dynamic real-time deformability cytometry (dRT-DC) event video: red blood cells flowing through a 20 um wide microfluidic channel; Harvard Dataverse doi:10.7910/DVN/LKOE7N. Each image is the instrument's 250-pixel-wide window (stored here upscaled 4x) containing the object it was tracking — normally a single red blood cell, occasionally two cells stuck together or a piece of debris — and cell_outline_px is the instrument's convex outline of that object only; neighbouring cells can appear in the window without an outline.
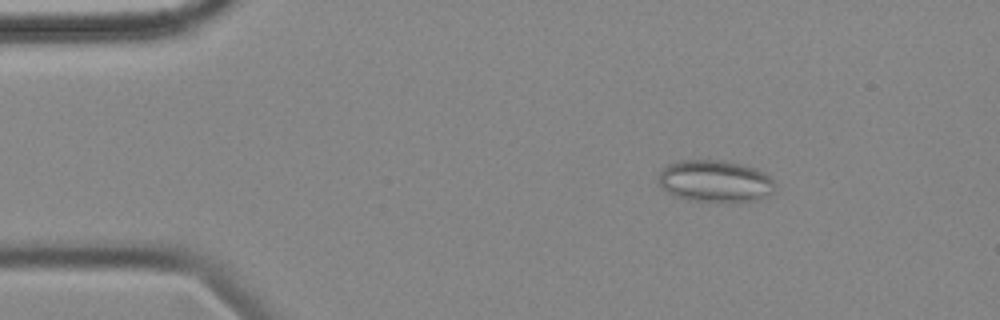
{"species": "common noctule bat (a hibernating species)", "species_latin": "Nyctalus noctula", "temperature_condition": "cold", "stored_images_in_passage": 57, "camera_frame_rate_fps": 3000, "um_per_image_px": 0.085, "animal": {"sex": "female", "body_mass_g": 18.4}, "frame": {"image": 1, "passage_image": 8, "time_ms": 2.333, "image_size_px": [1000, 320], "cell_outline_px": [[776, 188], [772, 192], [756, 200], [688, 200], [676, 196], [660, 188], [656, 176], [668, 164], [680, 160], [716, 160], [740, 164], [752, 168], [768, 176], [776, 184]], "centroid_in_image_um": [60.7, 15.38], "position_along_channel_um": 24.3, "area_um2": 27.86}}
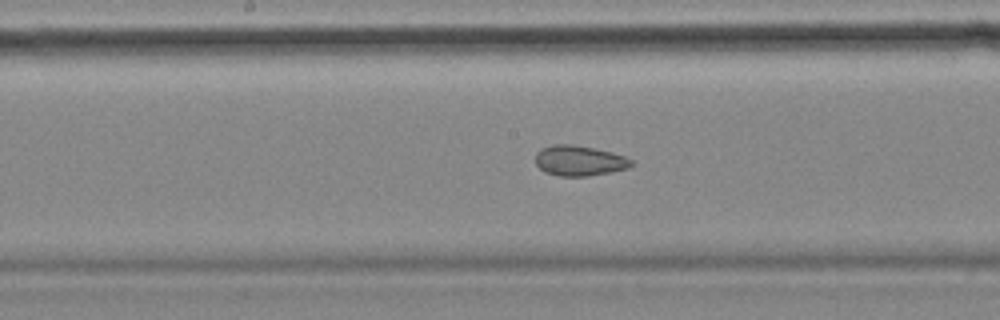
{"frame": {"image": 2, "passage_image": 28, "time_ms": 9.0, "image_size_px": [1000, 320], "cell_outline_px": [[632, 164], [628, 168], [612, 172], [588, 176], [560, 176], [544, 172], [536, 164], [536, 152], [540, 148], [552, 144], [572, 144], [612, 152], [624, 156], [632, 160]], "centroid_in_image_um": [49.22, 13.65], "position_along_channel_um": 199.0, "area_um2": 16.99}}
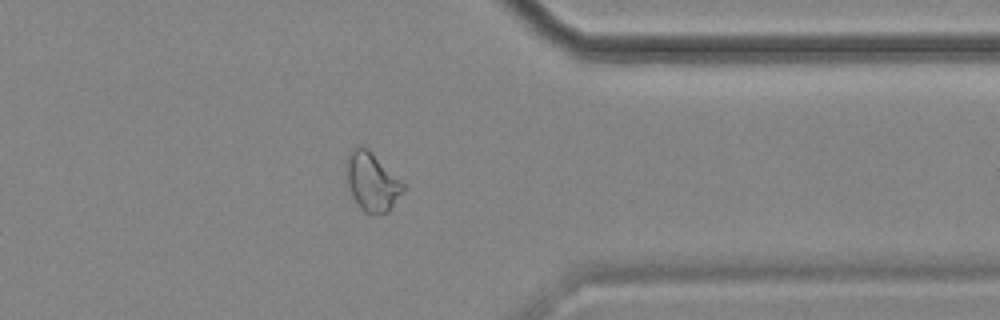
{"frame": {"image": 3, "passage_image": 44, "time_ms": 14.333, "image_size_px": [1000, 320], "cell_outline_px": [[404, 188], [388, 212], [364, 212], [360, 208], [352, 196], [348, 184], [348, 152], [360, 144], [368, 148], [404, 184]], "centroid_in_image_um": [31.61, 15.42], "position_along_channel_um": 379.8, "area_um2": 18.67}, "authors_computed_cell_mechanics": {"area_um2": 20.23, "velocity_mm_per_s": 3.5608, "shape_relaxation_time_tau1_ms": null, "shape_relaxation_time_tau2_ms": 2.4518, "deformation_change_tau1": null, "deformation_change_tau2": 0.0686}}